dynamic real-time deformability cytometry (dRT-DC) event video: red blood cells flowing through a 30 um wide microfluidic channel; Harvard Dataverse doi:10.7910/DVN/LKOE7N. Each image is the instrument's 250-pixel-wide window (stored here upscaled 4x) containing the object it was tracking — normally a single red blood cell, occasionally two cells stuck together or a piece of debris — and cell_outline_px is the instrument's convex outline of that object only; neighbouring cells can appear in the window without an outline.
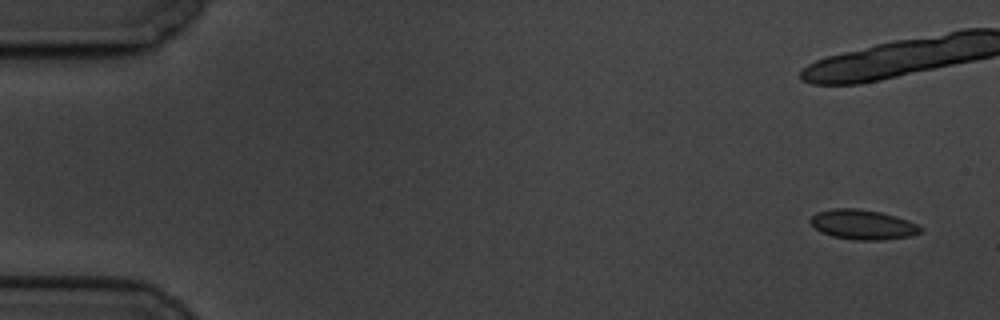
{"species": "common noctule bat (a hibernating species)", "species_latin": "Nyctalus noctula", "temperature_condition": "cold", "stored_images_in_passage": 7, "camera_frame_rate_fps": 3000, "um_per_image_px": 0.085, "animal": {"sex": "male", "body_mass_g": 19.5, "forearm_length_mm": 54.6}, "frame": {"image": 1, "passage_image": 1, "time_ms": 0.0, "image_size_px": [1000, 320], "cell_outline_px": [[924, 232], [912, 236], [880, 240], [856, 240], [832, 236], [820, 232], [808, 220], [816, 212], [832, 208], [856, 208], [880, 212], [896, 216], [908, 220], [924, 228]], "centroid_in_image_um": [73.36, 19.09], "position_along_channel_um": 11.6, "area_um2": 19.31}}
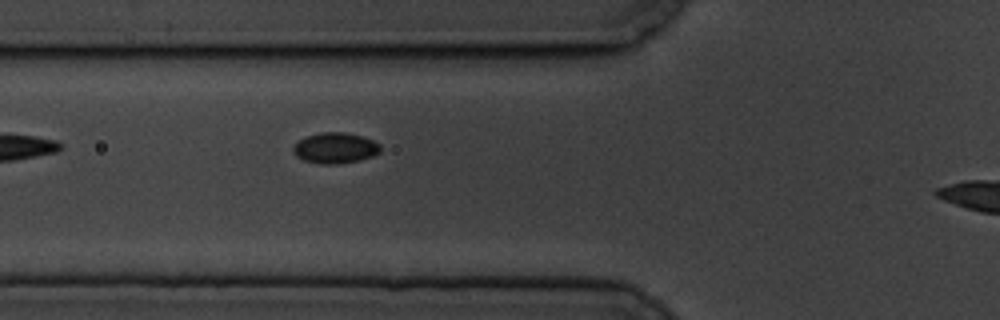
{"frame": {"image": 2, "passage_image": 7, "time_ms": 8.0, "image_size_px": [1000, 320], "cell_outline_px": [[380, 152], [372, 156], [360, 160], [336, 164], [320, 164], [304, 160], [296, 156], [292, 152], [292, 148], [300, 140], [308, 136], [320, 132], [344, 132], [364, 136], [380, 144]], "centroid_in_image_um": [28.5, 12.58], "position_along_channel_um": 97.3, "area_um2": 15.61}}